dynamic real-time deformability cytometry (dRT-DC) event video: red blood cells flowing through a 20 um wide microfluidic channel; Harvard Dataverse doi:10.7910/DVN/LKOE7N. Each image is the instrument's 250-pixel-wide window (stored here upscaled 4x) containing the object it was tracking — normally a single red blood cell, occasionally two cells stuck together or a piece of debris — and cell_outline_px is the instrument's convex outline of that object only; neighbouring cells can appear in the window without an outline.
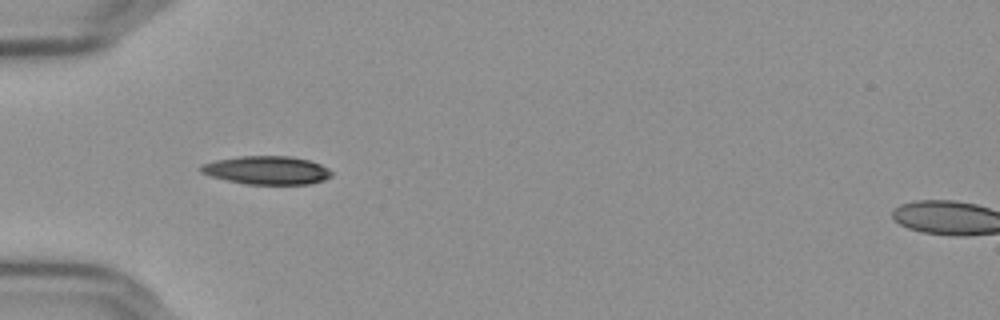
{"species": "Egyptian fruit bat (a non-hibernating species)", "species_latin": "Rousettus aegyptiacus", "temperature_condition": "cold", "stored_images_in_passage": 4, "camera_frame_rate_fps": 3000, "um_per_image_px": 0.085, "frame": {"image": 1, "passage_image": 2, "time_ms": 0.333, "image_size_px": [1000, 320], "cell_outline_px": [[332, 176], [324, 180], [308, 184], [244, 184], [212, 176], [200, 172], [196, 168], [200, 164], [216, 160], [240, 156], [288, 156], [308, 160], [320, 164], [328, 168], [332, 172]], "centroid_in_image_um": [22.65, 14.47], "position_along_channel_um": 62.3, "area_um2": 21.62}}
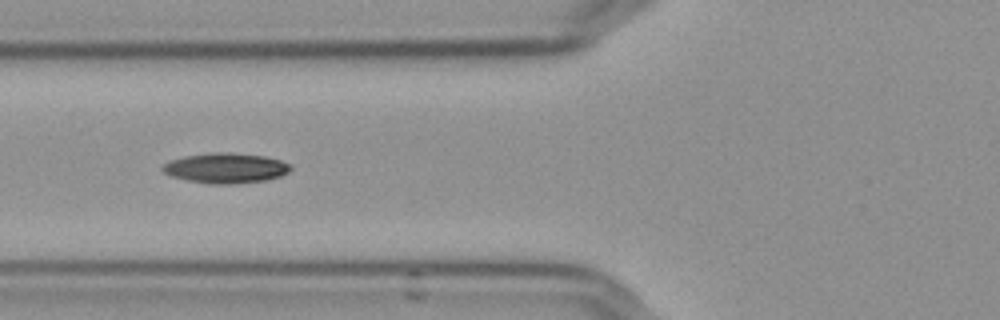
{"frame": {"image": 2, "passage_image": 3, "time_ms": 0.667, "image_size_px": [1000, 320], "cell_outline_px": [[292, 168], [288, 172], [280, 176], [264, 180], [232, 184], [208, 184], [188, 180], [172, 176], [164, 172], [160, 168], [168, 160], [184, 156], [208, 152], [232, 152], [264, 156], [280, 160], [292, 164]], "centroid_in_image_um": [19.17, 14.27], "position_along_channel_um": 106.6, "area_um2": 22.66}}
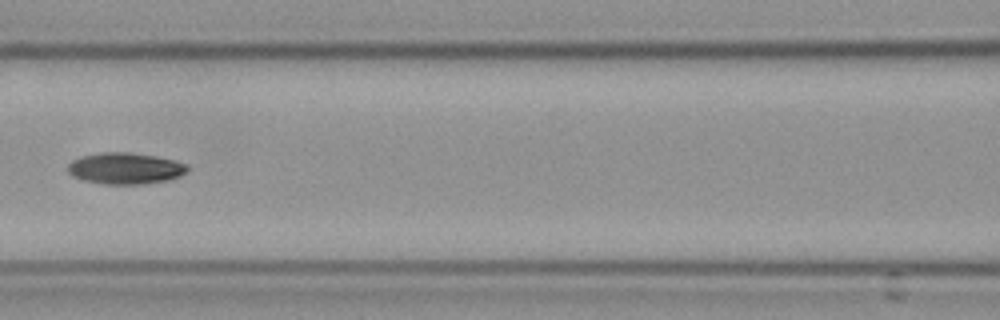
{"frame": {"image": 3, "passage_image": 4, "time_ms": 1.0, "image_size_px": [1000, 320], "cell_outline_px": [[188, 172], [180, 176], [168, 180], [144, 184], [104, 184], [84, 180], [72, 176], [68, 172], [68, 164], [72, 160], [80, 156], [100, 152], [128, 152], [156, 156], [176, 160], [188, 164]], "centroid_in_image_um": [10.67, 14.3], "position_along_channel_um": 155.9, "area_um2": 22.14}}